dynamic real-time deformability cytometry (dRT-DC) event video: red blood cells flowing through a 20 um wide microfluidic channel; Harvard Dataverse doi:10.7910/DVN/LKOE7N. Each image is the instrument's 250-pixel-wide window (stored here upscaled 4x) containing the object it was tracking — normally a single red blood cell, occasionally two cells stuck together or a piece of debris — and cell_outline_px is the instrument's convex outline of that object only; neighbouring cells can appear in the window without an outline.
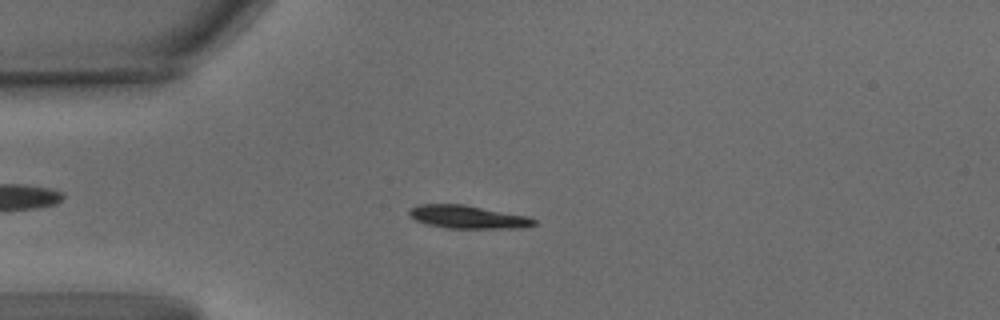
{"species": "common noctule bat (a hibernating species)", "species_latin": "Nyctalus noctula", "temperature_condition": "warm", "stored_images_in_passage": 60, "camera_frame_rate_fps": 3000, "um_per_image_px": 0.085, "animal": {"sex": "male", "body_mass_g": 15.6}, "frame": {"image": 1, "passage_image": 15, "time_ms": 4.667, "image_size_px": [1000, 320], "cell_outline_px": [[536, 224], [524, 228], [444, 228], [424, 224], [408, 216], [408, 208], [416, 204], [464, 204], [528, 216], [536, 220]], "centroid_in_image_um": [39.71, 18.44], "position_along_channel_um": 45.3, "area_um2": 17.11}}
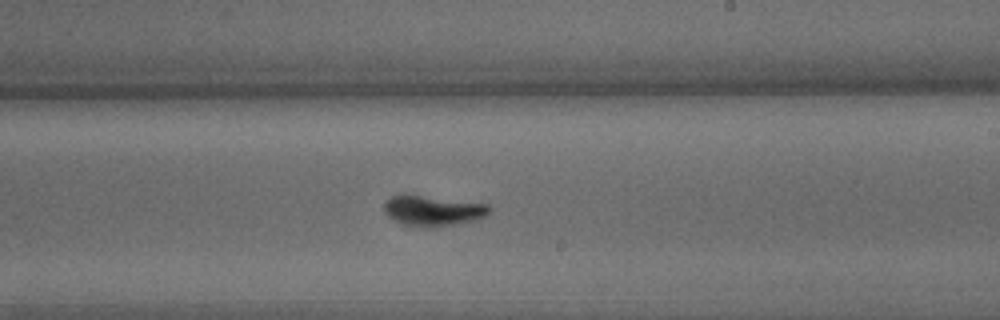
{"frame": {"image": 2, "passage_image": 35, "time_ms": 11.333, "image_size_px": [1000, 320], "cell_outline_px": [[492, 208], [484, 216], [472, 220], [456, 224], [436, 228], [432, 228], [404, 224], [388, 216], [384, 212], [384, 200], [392, 196], [404, 192], [488, 204]], "centroid_in_image_um": [36.74, 17.87], "position_along_channel_um": 252.3, "area_um2": 19.02}}
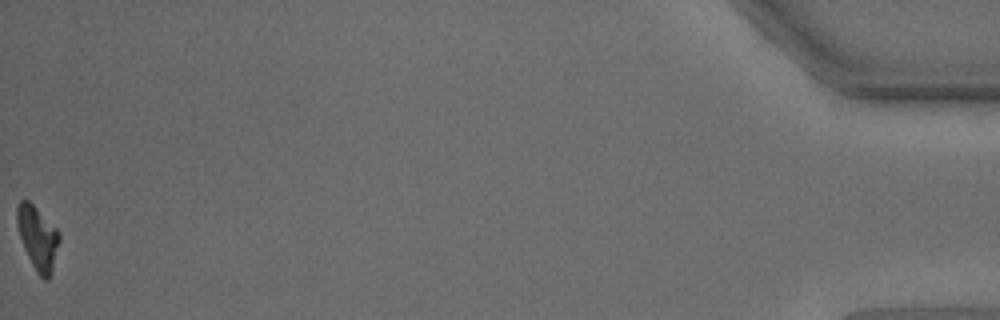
{"frame": {"image": 3, "passage_image": 60, "time_ms": 19.667, "image_size_px": [1000, 320], "cell_outline_px": [[60, 240], [52, 272], [48, 280], [44, 280], [36, 272], [24, 248], [16, 224], [16, 208], [20, 200], [28, 200], [60, 232]], "centroid_in_image_um": [3.2, 20.23], "position_along_channel_um": 432.0, "area_um2": 15.61}}